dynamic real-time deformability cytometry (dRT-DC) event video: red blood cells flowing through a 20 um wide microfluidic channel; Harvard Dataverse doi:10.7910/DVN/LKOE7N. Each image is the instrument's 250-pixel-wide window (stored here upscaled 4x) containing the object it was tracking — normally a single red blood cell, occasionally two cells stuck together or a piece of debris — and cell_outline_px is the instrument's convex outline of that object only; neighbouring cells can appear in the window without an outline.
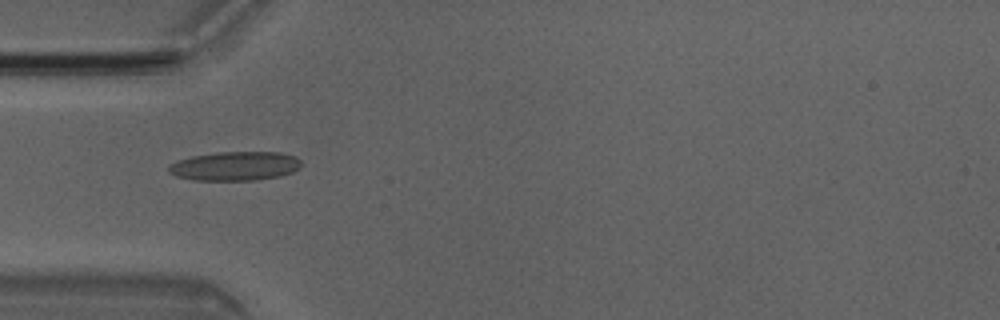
{"species": "Egyptian fruit bat (a non-hibernating species)", "species_latin": "Rousettus aegyptiacus", "temperature_condition": "room temperature", "stored_images_in_passage": 7, "camera_frame_rate_fps": 3000, "um_per_image_px": 0.085, "animal": {"sex": "male"}, "frame": {"image": 1, "passage_image": 4, "time_ms": 1.0, "image_size_px": [1000, 320], "cell_outline_px": [[300, 168], [292, 172], [280, 176], [256, 180], [192, 180], [176, 176], [168, 172], [168, 164], [176, 160], [192, 156], [216, 152], [280, 152], [296, 156], [300, 160]], "centroid_in_image_um": [19.95, 14.11], "position_along_channel_um": 65.0, "area_um2": 22.66}}